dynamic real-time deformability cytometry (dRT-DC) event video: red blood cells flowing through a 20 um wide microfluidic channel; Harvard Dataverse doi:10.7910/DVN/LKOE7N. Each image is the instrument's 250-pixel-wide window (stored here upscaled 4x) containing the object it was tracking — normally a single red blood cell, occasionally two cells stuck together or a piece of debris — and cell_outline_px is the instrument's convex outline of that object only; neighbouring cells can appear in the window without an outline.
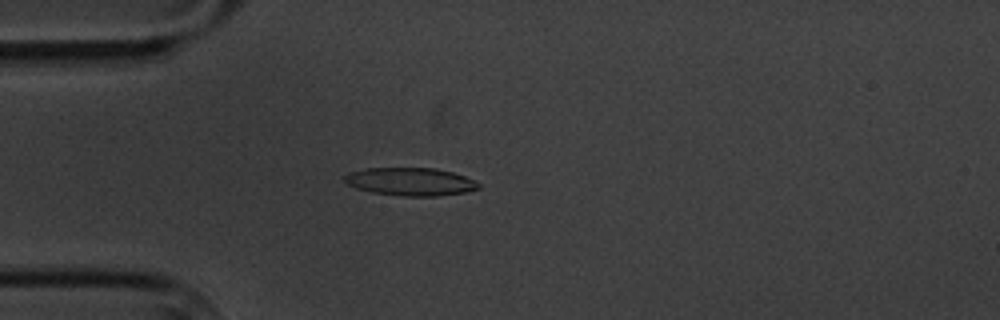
{"species": "common noctule bat (a hibernating species)", "species_latin": "Nyctalus noctula", "temperature_condition": "cold", "stored_images_in_passage": 4, "camera_frame_rate_fps": 3000, "um_per_image_px": 0.085, "animal": {"sex": "male", "body_mass_g": 20.1, "forearm_length_mm": 53.5}, "frame": {"image": 1, "passage_image": 4, "time_ms": 4.333, "image_size_px": [1000, 320], "cell_outline_px": [[480, 188], [468, 192], [436, 196], [404, 196], [372, 192], [356, 188], [348, 184], [344, 180], [344, 176], [348, 172], [368, 168], [436, 168], [452, 172], [464, 176], [480, 184]], "centroid_in_image_um": [34.89, 15.44], "position_along_channel_um": 50.1, "area_um2": 21.79}}